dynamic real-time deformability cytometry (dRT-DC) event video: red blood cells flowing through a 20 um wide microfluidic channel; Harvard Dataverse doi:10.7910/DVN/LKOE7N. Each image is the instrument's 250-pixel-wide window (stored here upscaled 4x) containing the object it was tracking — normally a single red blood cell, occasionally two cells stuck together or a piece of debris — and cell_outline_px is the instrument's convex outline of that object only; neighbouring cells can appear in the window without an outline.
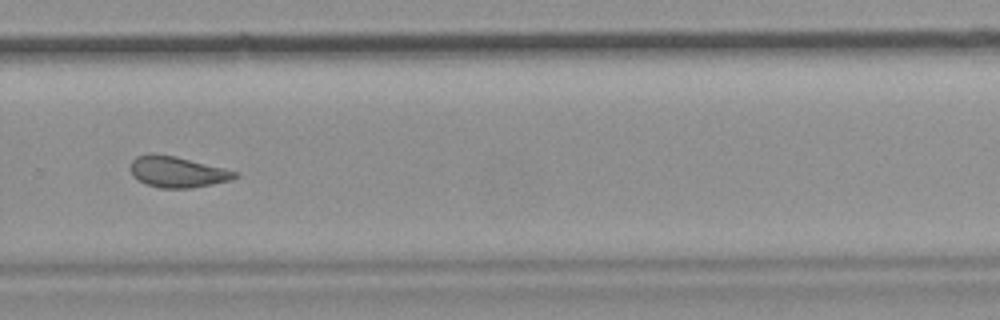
{"species": "common noctule bat (a hibernating species)", "species_latin": "Nyctalus noctula", "temperature_condition": "room temperature", "stored_images_in_passage": 39, "camera_frame_rate_fps": 3000, "um_per_image_px": 0.085, "animal": {"sex": "female", "body_mass_g": 19.9}, "frame": {"image": 1, "passage_image": 23, "time_ms": 7.333, "image_size_px": [1000, 320], "cell_outline_px": [[240, 176], [232, 180], [192, 188], [160, 188], [148, 184], [132, 176], [132, 160], [136, 156], [176, 156], [240, 172]], "centroid_in_image_um": [15.19, 14.64], "position_along_channel_um": 314.6, "area_um2": 18.38}, "authors_computed_cell_mechanics": {"area_um2": 19.363, "velocity_mm_per_s": 3.8993, "shape_relaxation_time_tau1_ms": null, "shape_relaxation_time_tau2_ms": 2.0929, "deformation_change_tau1": null, "deformation_change_tau2": 0.0798}}